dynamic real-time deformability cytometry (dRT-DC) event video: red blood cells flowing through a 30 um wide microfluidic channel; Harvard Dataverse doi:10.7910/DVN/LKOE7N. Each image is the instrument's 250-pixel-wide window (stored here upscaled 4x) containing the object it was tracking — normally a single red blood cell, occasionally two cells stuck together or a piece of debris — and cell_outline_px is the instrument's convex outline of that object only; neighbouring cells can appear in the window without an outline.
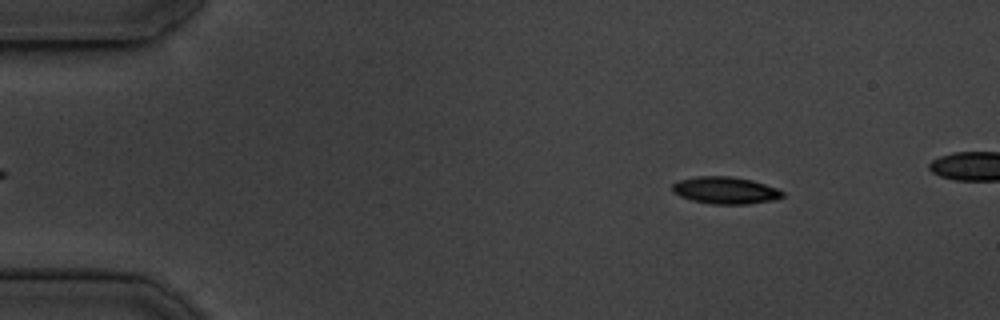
{"species": "common noctule bat (a hibernating species)", "species_latin": "Nyctalus noctula", "temperature_condition": "cold", "stored_images_in_passage": 48, "camera_frame_rate_fps": 3000, "um_per_image_px": 0.085, "animal": {"sex": "male", "body_mass_g": 19.5, "forearm_length_mm": 54.6}, "frame": {"image": 1, "passage_image": 5, "time_ms": 1.333, "image_size_px": [1000, 320], "cell_outline_px": [[784, 196], [776, 200], [748, 204], [712, 204], [692, 200], [680, 196], [672, 192], [672, 184], [680, 180], [696, 176], [732, 176], [752, 180], [776, 188], [784, 192]], "centroid_in_image_um": [61.66, 16.18], "position_along_channel_um": 23.3, "area_um2": 17.46}}
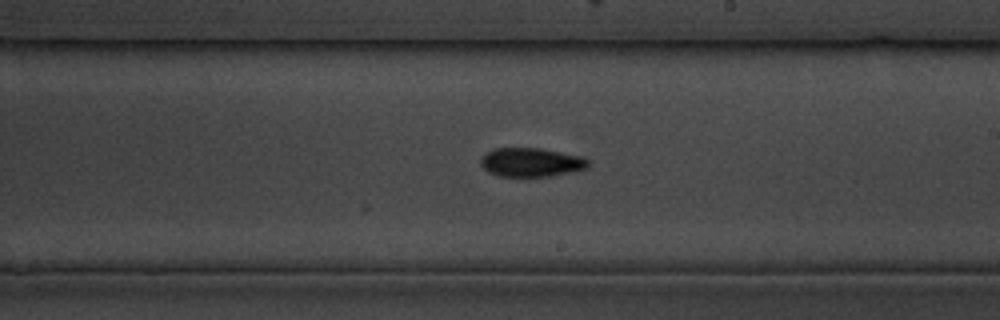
{"frame": {"image": 2, "passage_image": 29, "time_ms": 9.333, "image_size_px": [1000, 320], "cell_outline_px": [[588, 168], [576, 172], [548, 176], [500, 176], [488, 172], [480, 164], [480, 156], [484, 152], [492, 148], [540, 148], [580, 156], [588, 160]], "centroid_in_image_um": [45.11, 13.79], "position_along_channel_um": 243.9, "area_um2": 18.26}}
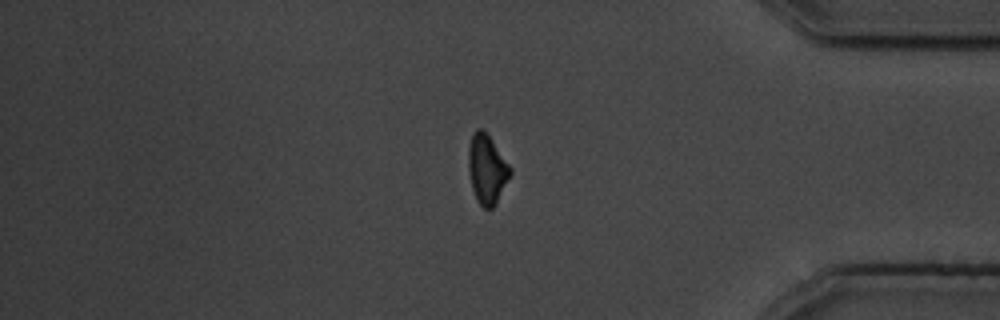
{"frame": {"image": 3, "passage_image": 43, "time_ms": 14.0, "image_size_px": [1000, 320], "cell_outline_px": [[512, 172], [492, 208], [484, 208], [476, 200], [472, 188], [468, 168], [468, 148], [472, 132], [476, 128], [484, 128], [512, 168]], "centroid_in_image_um": [41.37, 14.31], "position_along_channel_um": 393.8, "area_um2": 16.88}}